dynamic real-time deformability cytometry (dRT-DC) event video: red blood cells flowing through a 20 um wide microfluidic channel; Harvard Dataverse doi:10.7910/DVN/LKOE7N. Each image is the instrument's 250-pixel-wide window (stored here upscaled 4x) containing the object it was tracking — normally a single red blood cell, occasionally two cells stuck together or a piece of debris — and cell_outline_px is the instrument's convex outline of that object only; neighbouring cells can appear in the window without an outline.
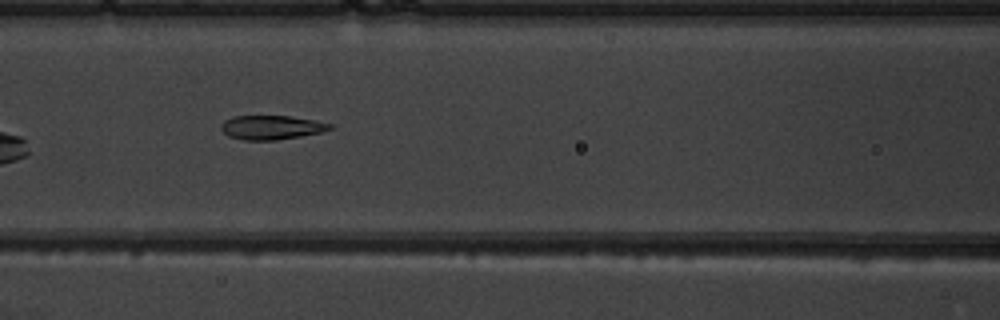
{"species": "common noctule bat (a hibernating species)", "species_latin": "Nyctalus noctula", "temperature_condition": "warm", "stored_images_in_passage": 11, "camera_frame_rate_fps": 3000, "um_per_image_px": 0.085, "animal": {"sex": "male", "body_mass_g": 19.5, "forearm_length_mm": 54.6}, "frame": {"image": 1, "passage_image": 8, "time_ms": 8.667, "image_size_px": [1000, 320], "cell_outline_px": [[336, 128], [320, 132], [300, 136], [276, 140], [244, 140], [228, 136], [220, 128], [220, 124], [224, 120], [232, 116], [292, 116], [332, 124]], "centroid_in_image_um": [23.05, 10.83], "position_along_channel_um": 143.5, "area_um2": 15.32}}
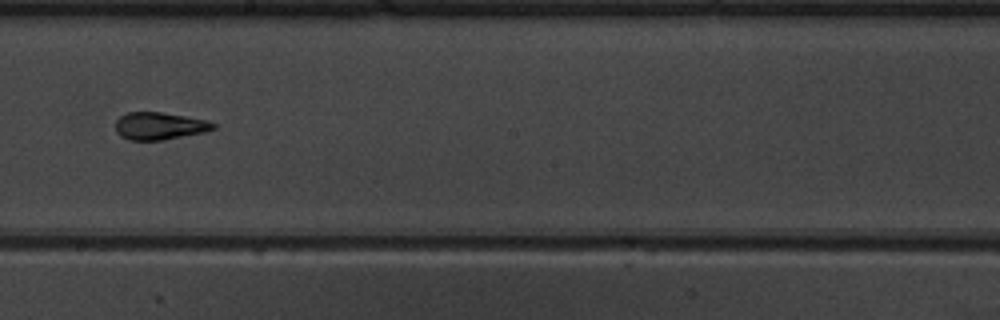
{"frame": {"image": 2, "passage_image": 10, "time_ms": 11.0, "image_size_px": [1000, 320], "cell_outline_px": [[216, 128], [204, 132], [164, 140], [128, 140], [120, 136], [116, 132], [116, 120], [120, 116], [128, 112], [160, 112], [208, 120], [216, 124]], "centroid_in_image_um": [13.55, 10.71], "position_along_channel_um": 234.6, "area_um2": 15.66}}
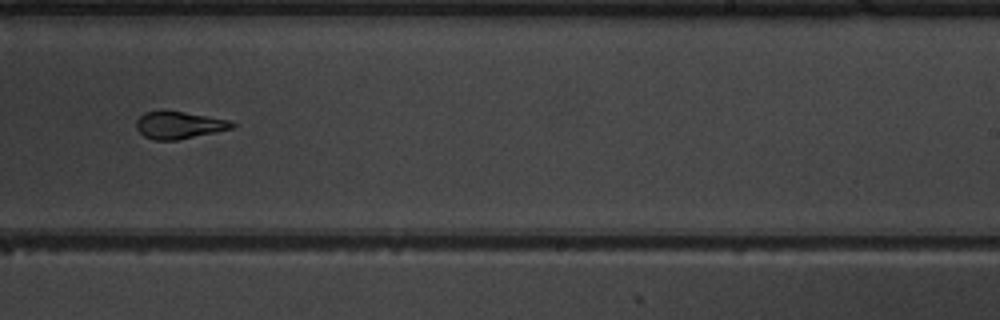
{"frame": {"image": 3, "passage_image": 11, "time_ms": 12.0, "image_size_px": [1000, 320], "cell_outline_px": [[236, 128], [176, 140], [152, 140], [144, 136], [136, 128], [136, 120], [144, 112], [160, 108], [164, 108], [228, 120], [236, 124]], "centroid_in_image_um": [15.18, 10.6], "position_along_channel_um": 273.8, "area_um2": 15.66}}